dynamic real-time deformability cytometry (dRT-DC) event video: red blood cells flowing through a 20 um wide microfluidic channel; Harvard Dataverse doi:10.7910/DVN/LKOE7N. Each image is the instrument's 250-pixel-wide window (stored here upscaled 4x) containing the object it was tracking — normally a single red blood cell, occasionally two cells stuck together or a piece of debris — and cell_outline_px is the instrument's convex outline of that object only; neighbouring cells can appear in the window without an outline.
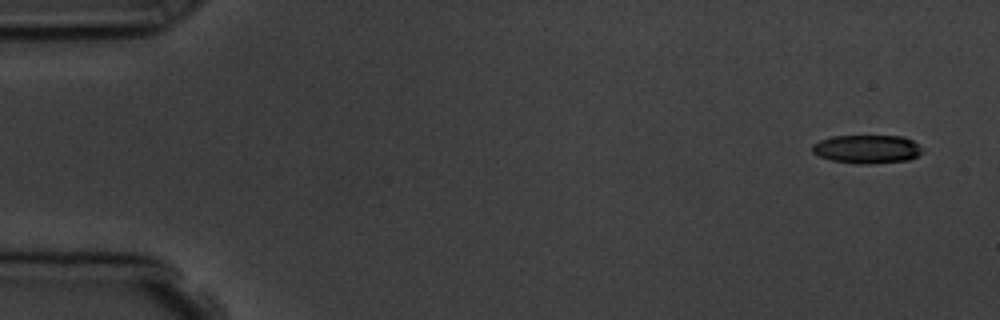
{"species": "common noctule bat (a hibernating species)", "species_latin": "Nyctalus noctula", "temperature_condition": "room temperature", "stored_images_in_passage": 4, "camera_frame_rate_fps": 3000, "um_per_image_px": 0.085, "animal": {"sex": "male", "body_mass_g": 19.5, "forearm_length_mm": 54.6}, "frame": {"image": 1, "passage_image": 1, "time_ms": 0.0, "image_size_px": [1000, 320], "cell_outline_px": [[920, 152], [916, 156], [908, 160], [868, 164], [856, 164], [832, 160], [816, 156], [812, 152], [812, 144], [820, 140], [832, 136], [904, 136], [912, 140], [920, 148]], "centroid_in_image_um": [73.62, 12.67], "position_along_channel_um": 11.4, "area_um2": 18.21}}
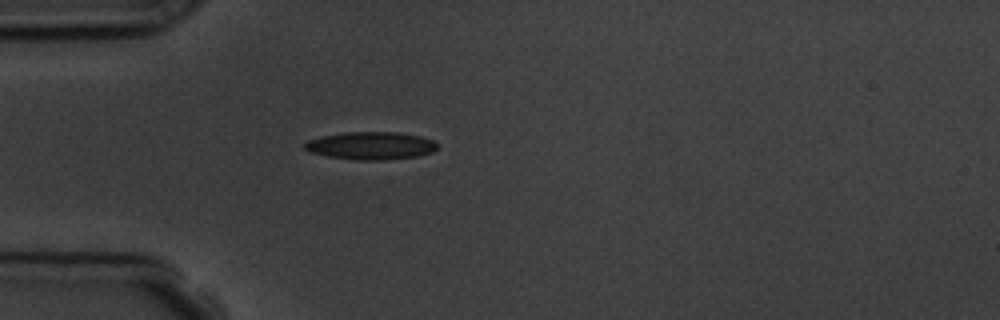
{"frame": {"image": 2, "passage_image": 4, "time_ms": 4.333, "image_size_px": [1000, 320], "cell_outline_px": [[436, 148], [432, 152], [416, 156], [380, 160], [356, 160], [328, 156], [312, 152], [304, 148], [304, 144], [308, 140], [320, 136], [344, 132], [396, 132], [420, 136], [432, 140], [436, 144]], "centroid_in_image_um": [31.49, 12.37], "position_along_channel_um": 53.5, "area_um2": 21.21}}